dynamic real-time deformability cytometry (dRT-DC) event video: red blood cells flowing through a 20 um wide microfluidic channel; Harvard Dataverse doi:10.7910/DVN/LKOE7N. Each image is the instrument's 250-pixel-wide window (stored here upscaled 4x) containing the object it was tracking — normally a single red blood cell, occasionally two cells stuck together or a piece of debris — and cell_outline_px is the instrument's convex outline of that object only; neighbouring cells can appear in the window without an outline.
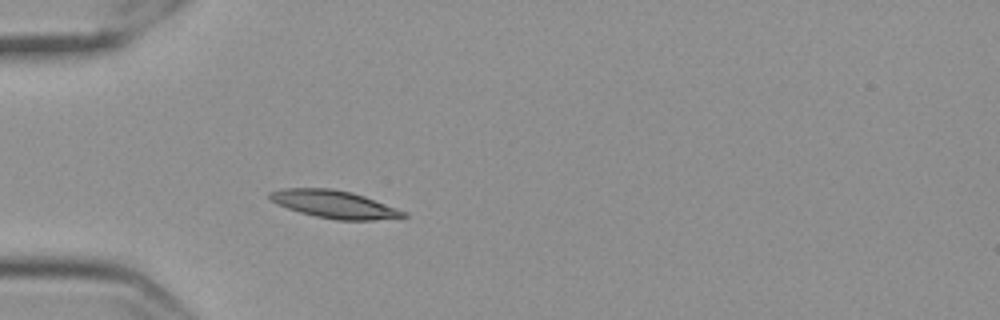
{"species": "Egyptian fruit bat (a non-hibernating species)", "species_latin": "Rousettus aegyptiacus", "temperature_condition": "cold", "stored_images_in_passage": 41, "camera_frame_rate_fps": 3000, "um_per_image_px": 0.085, "frame": {"image": 1, "passage_image": 1, "time_ms": 0.0, "image_size_px": [1000, 320], "cell_outline_px": [[408, 216], [404, 220], [336, 220], [316, 216], [300, 212], [276, 204], [268, 196], [268, 192], [284, 188], [332, 188], [352, 192], [364, 196], [396, 208], [404, 212]], "centroid_in_image_um": [28.47, 17.38], "position_along_channel_um": 56.5, "area_um2": 21.79}}
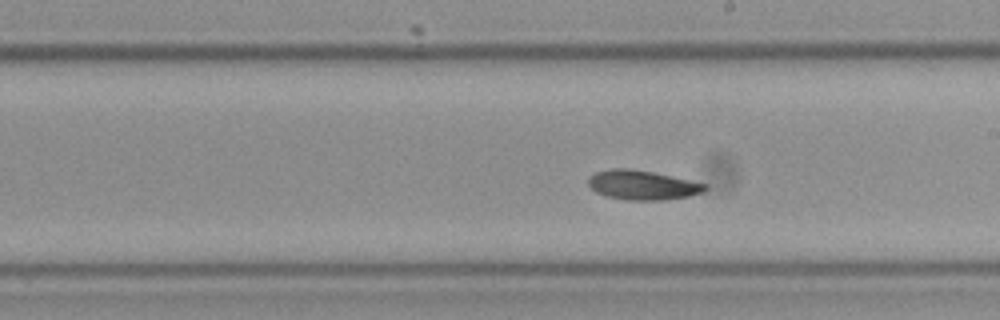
{"frame": {"image": 2, "passage_image": 17, "time_ms": 5.333, "image_size_px": [1000, 320], "cell_outline_px": [[708, 188], [704, 192], [688, 196], [664, 200], [624, 200], [608, 196], [596, 192], [588, 184], [588, 176], [596, 172], [612, 168], [628, 168], [652, 172], [708, 184]], "centroid_in_image_um": [54.61, 15.73], "position_along_channel_um": 234.4, "area_um2": 20.0}}
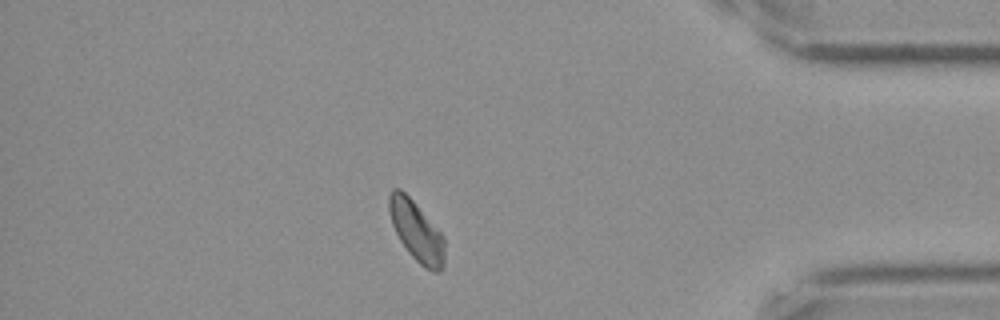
{"frame": {"image": 3, "passage_image": 34, "time_ms": 11.0, "image_size_px": [1000, 320], "cell_outline_px": [[444, 264], [440, 272], [432, 272], [424, 268], [412, 256], [400, 240], [392, 224], [388, 208], [388, 196], [392, 188], [400, 188], [416, 204], [444, 236]], "centroid_in_image_um": [35.4, 19.65], "position_along_channel_um": 399.8, "area_um2": 19.36}, "authors_computed_cell_mechanics": {"area_um2": 19.7676, "velocity_mm_per_s": 3.4932, "shape_relaxation_time_tau1_ms": 4.7764, "shape_relaxation_time_tau2_ms": 4.6077, "deformation_change_tau1": 0.0955, "deformation_change_tau2": 0.0798}}